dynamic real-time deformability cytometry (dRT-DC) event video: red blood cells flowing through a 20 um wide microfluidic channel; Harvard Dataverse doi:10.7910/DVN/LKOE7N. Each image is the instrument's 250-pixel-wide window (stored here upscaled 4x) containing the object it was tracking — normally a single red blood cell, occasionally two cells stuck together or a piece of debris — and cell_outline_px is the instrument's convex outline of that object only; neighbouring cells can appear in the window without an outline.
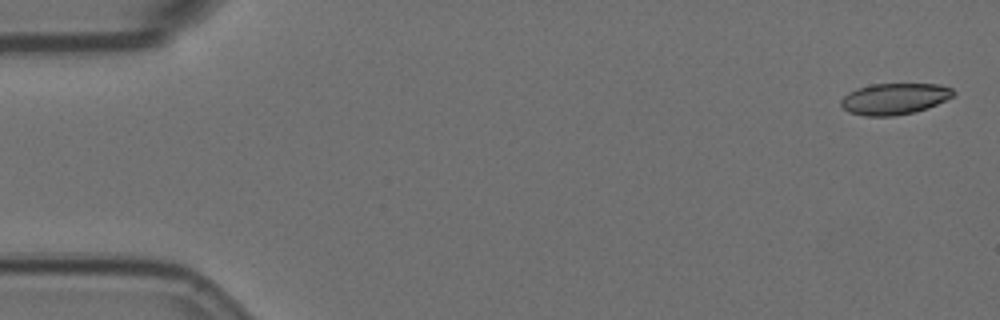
{"species": "Egyptian fruit bat (a non-hibernating species)", "species_latin": "Rousettus aegyptiacus", "temperature_condition": "room temperature", "stored_images_in_passage": 6, "camera_frame_rate_fps": 3000, "um_per_image_px": 0.085, "animal": {"sex": "female"}, "frame": {"image": 1, "passage_image": 1, "time_ms": 0.0, "image_size_px": [1000, 320], "cell_outline_px": [[956, 96], [928, 108], [896, 116], [864, 116], [848, 112], [840, 104], [840, 100], [848, 92], [856, 88], [872, 84], [940, 84], [952, 88], [956, 92]], "centroid_in_image_um": [76.05, 8.39], "position_along_channel_um": 9.0, "area_um2": 20.75}}
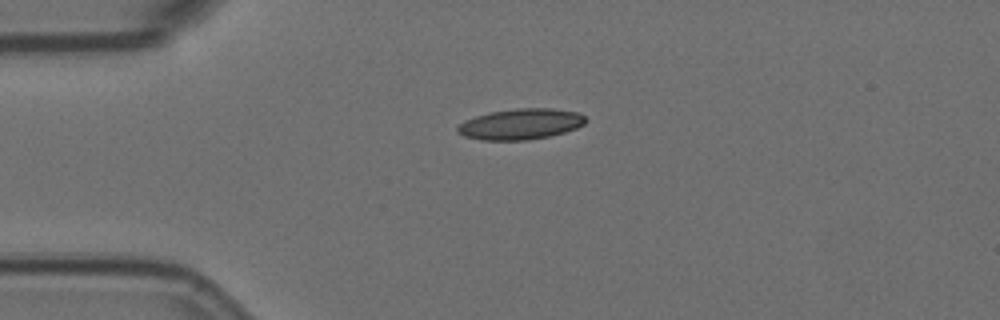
{"frame": {"image": 2, "passage_image": 4, "time_ms": 1.0, "image_size_px": [1000, 320], "cell_outline_px": [[588, 120], [584, 124], [576, 128], [564, 132], [548, 136], [528, 140], [480, 140], [464, 136], [456, 132], [456, 128], [464, 120], [476, 116], [492, 112], [516, 108], [552, 108], [580, 112]], "centroid_in_image_um": [44.26, 10.54], "position_along_channel_um": 40.7, "area_um2": 23.06}}
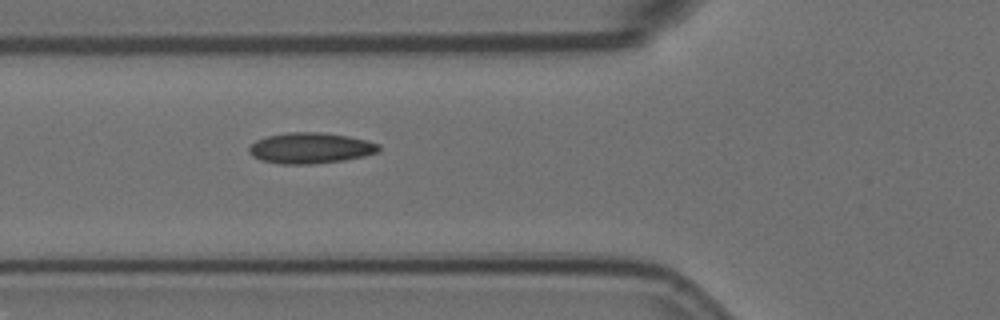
{"frame": {"image": 3, "passage_image": 6, "time_ms": 1.667, "image_size_px": [1000, 320], "cell_outline_px": [[380, 152], [364, 156], [344, 160], [312, 164], [280, 164], [260, 160], [252, 156], [248, 152], [248, 148], [256, 140], [268, 136], [288, 132], [324, 132], [348, 136], [368, 140], [380, 144]], "centroid_in_image_um": [26.41, 12.58], "position_along_channel_um": 99.4, "area_um2": 23.52}}